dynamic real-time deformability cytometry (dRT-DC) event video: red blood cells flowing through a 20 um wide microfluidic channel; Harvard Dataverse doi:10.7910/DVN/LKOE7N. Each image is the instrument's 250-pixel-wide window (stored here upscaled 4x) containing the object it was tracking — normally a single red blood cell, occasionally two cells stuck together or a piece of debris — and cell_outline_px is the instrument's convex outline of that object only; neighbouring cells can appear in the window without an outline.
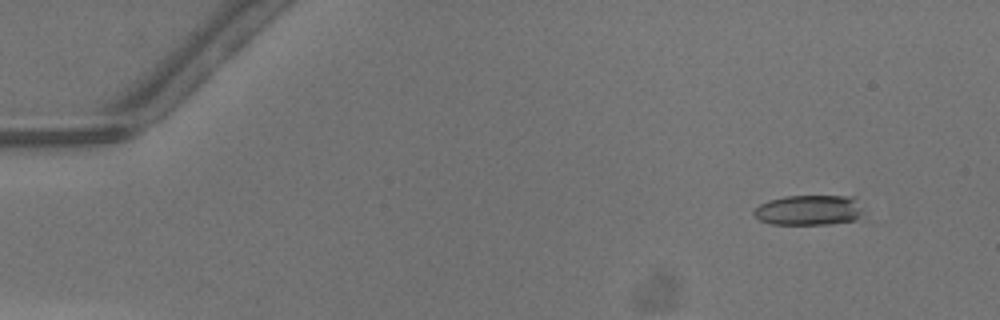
{"species": "common noctule bat (a hibernating species)", "species_latin": "Nyctalus noctula", "temperature_condition": "warm", "stored_images_in_passage": 36, "camera_frame_rate_fps": 3000, "um_per_image_px": 0.085, "animal": {"sex": "male", "body_mass_g": 13.3}, "frame": {"image": 1, "passage_image": 5, "time_ms": 1.333, "image_size_px": [1000, 320], "cell_outline_px": [[860, 216], [852, 220], [832, 224], [772, 224], [760, 220], [752, 212], [760, 204], [768, 200], [784, 196], [856, 196], [860, 208]], "centroid_in_image_um": [68.73, 17.85], "position_along_channel_um": 16.3, "area_um2": 19.13}}
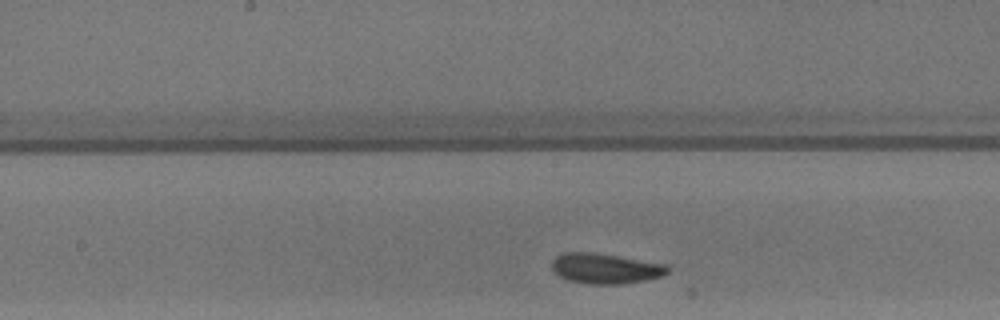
{"frame": {"image": 2, "passage_image": 23, "time_ms": 7.333, "image_size_px": [1000, 320], "cell_outline_px": [[668, 272], [660, 276], [644, 280], [624, 284], [588, 284], [568, 280], [560, 276], [552, 268], [552, 260], [556, 256], [564, 252], [592, 252], [668, 264]], "centroid_in_image_um": [51.45, 22.82], "position_along_channel_um": 196.8, "area_um2": 20.35}}
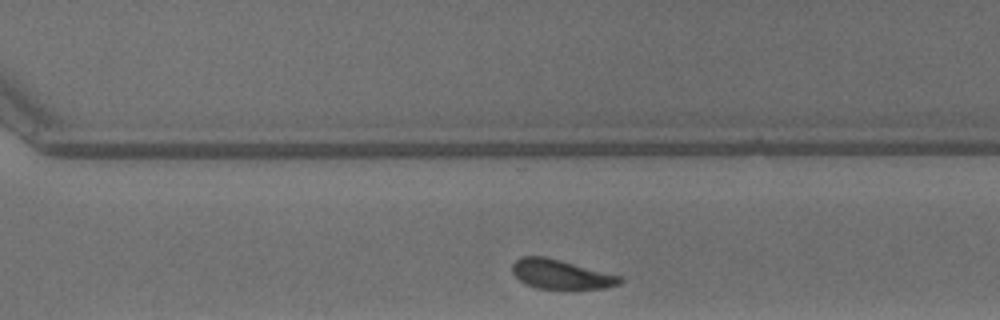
{"frame": {"image": 3, "passage_image": 32, "time_ms": 10.333, "image_size_px": [1000, 320], "cell_outline_px": [[624, 280], [620, 284], [604, 288], [572, 292], [540, 288], [528, 284], [520, 280], [512, 272], [512, 264], [516, 260], [524, 256], [544, 256], [624, 276]], "centroid_in_image_um": [47.78, 23.36], "position_along_channel_um": 322.8, "area_um2": 19.13}}